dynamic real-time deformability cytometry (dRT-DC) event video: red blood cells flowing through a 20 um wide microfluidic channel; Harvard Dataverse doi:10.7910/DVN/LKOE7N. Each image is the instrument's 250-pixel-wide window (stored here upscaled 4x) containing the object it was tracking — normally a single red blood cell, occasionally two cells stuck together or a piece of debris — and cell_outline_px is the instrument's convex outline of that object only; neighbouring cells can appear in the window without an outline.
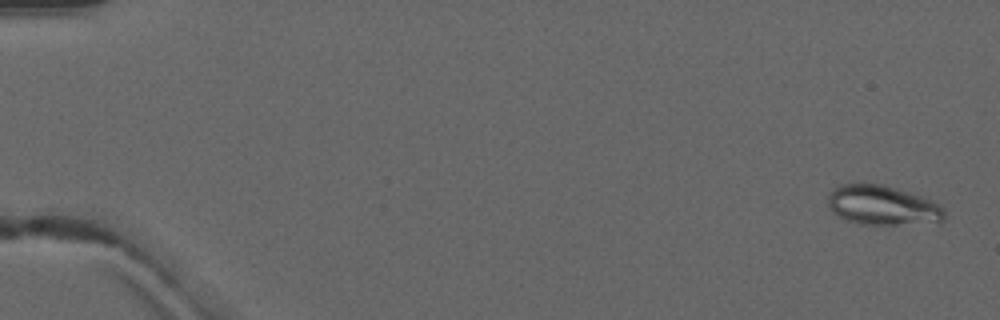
{"species": "common noctule bat (a hibernating species)", "species_latin": "Nyctalus noctula", "temperature_condition": "warm", "stored_images_in_passage": 5, "camera_frame_rate_fps": 3000, "um_per_image_px": 0.085, "animal": {"sex": "male", "forearm_length_mm": 52.5}, "frame": {"image": 1, "passage_image": 1, "time_ms": 0.0, "image_size_px": [1000, 320], "cell_outline_px": [[944, 220], [940, 224], [860, 224], [836, 216], [832, 212], [828, 204], [828, 196], [832, 188], [840, 184], [884, 184], [920, 196], [944, 208]], "centroid_in_image_um": [75.01, 17.47], "position_along_channel_um": 10.0, "area_um2": 26.99}}